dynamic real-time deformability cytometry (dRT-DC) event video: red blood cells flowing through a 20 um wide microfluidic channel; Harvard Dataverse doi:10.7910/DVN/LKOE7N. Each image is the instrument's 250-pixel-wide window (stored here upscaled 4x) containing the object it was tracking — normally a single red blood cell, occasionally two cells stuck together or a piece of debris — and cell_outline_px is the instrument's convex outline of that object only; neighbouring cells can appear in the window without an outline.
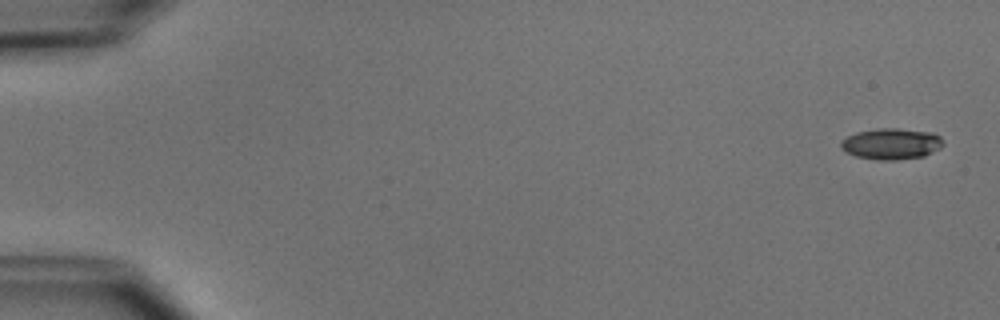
{"species": "common noctule bat (a hibernating species)", "species_latin": "Nyctalus noctula", "temperature_condition": "cold", "stored_images_in_passage": 5, "camera_frame_rate_fps": 3000, "um_per_image_px": 0.085, "animal": {"sex": "male", "body_mass_g": 15.6}, "frame": {"image": 1, "passage_image": 1, "time_ms": 0.0, "image_size_px": [1000, 320], "cell_outline_px": [[944, 144], [940, 148], [924, 156], [896, 160], [880, 160], [856, 156], [840, 148], [840, 140], [856, 132], [880, 128], [896, 128], [932, 132], [940, 136]], "centroid_in_image_um": [75.77, 12.22], "position_along_channel_um": 9.2, "area_um2": 18.55}}
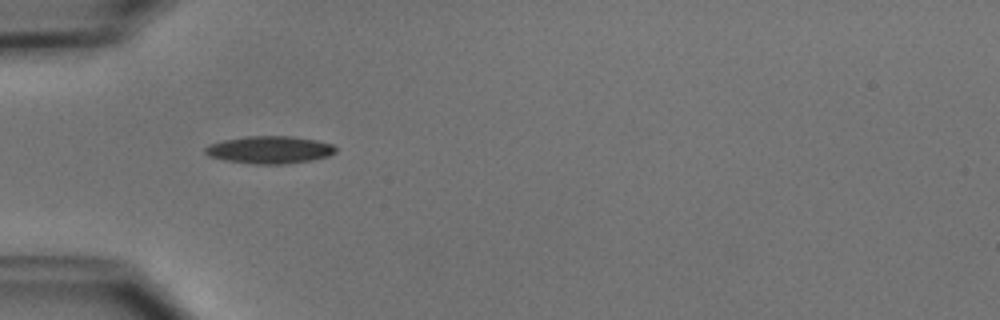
{"frame": {"image": 2, "passage_image": 5, "time_ms": 5.0, "image_size_px": [1000, 320], "cell_outline_px": [[336, 152], [328, 156], [312, 160], [284, 164], [252, 164], [224, 160], [208, 156], [204, 152], [204, 148], [212, 144], [224, 140], [248, 136], [288, 136], [316, 140], [332, 144], [336, 148]], "centroid_in_image_um": [22.92, 12.74], "position_along_channel_um": 62.1, "area_um2": 20.81}}